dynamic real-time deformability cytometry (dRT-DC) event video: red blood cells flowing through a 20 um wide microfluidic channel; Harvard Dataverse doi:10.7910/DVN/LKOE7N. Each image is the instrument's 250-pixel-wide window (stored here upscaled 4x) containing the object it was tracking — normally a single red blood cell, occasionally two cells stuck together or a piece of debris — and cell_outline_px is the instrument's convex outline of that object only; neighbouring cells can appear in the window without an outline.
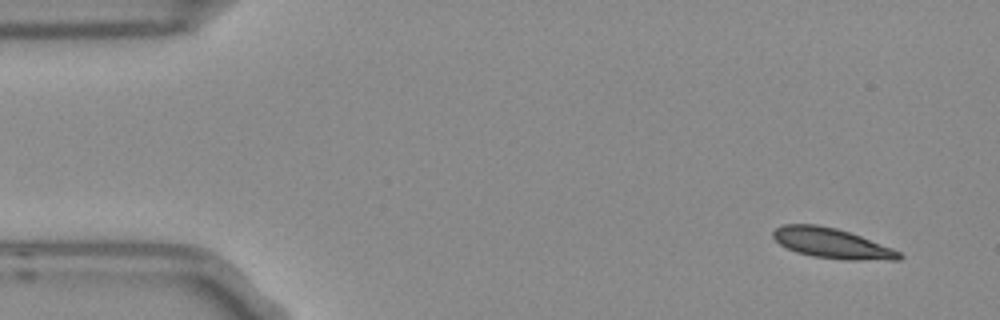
{"species": "Egyptian fruit bat (a non-hibernating species)", "species_latin": "Rousettus aegyptiacus", "temperature_condition": "room temperature", "stored_images_in_passage": 4, "camera_frame_rate_fps": 3000, "um_per_image_px": 0.085, "frame": {"image": 1, "passage_image": 1, "time_ms": 0.0, "image_size_px": [1000, 320], "cell_outline_px": [[904, 256], [900, 260], [844, 260], [812, 256], [796, 252], [780, 244], [772, 236], [772, 232], [776, 228], [784, 224], [816, 224], [836, 228], [860, 236], [892, 248], [900, 252]], "centroid_in_image_um": [70.71, 20.69], "position_along_channel_um": 14.3, "area_um2": 22.08}}
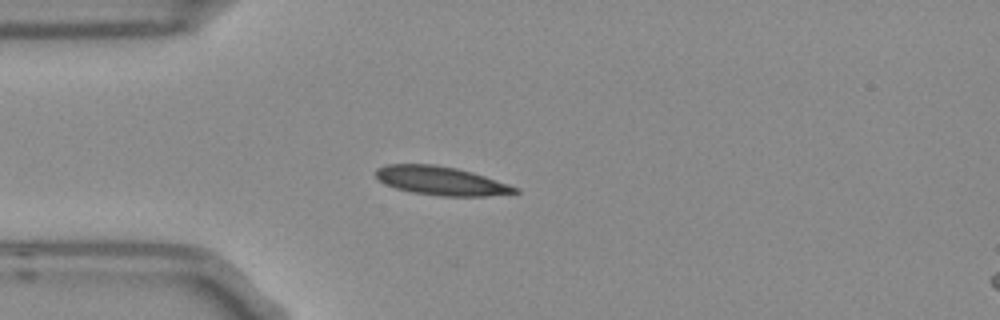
{"frame": {"image": 2, "passage_image": 4, "time_ms": 1.0, "image_size_px": [1000, 320], "cell_outline_px": [[520, 192], [488, 196], [440, 196], [412, 192], [396, 188], [384, 184], [376, 176], [376, 168], [388, 164], [436, 164], [456, 168], [472, 172], [520, 188]], "centroid_in_image_um": [37.49, 15.37], "position_along_channel_um": 47.5, "area_um2": 23.24}}